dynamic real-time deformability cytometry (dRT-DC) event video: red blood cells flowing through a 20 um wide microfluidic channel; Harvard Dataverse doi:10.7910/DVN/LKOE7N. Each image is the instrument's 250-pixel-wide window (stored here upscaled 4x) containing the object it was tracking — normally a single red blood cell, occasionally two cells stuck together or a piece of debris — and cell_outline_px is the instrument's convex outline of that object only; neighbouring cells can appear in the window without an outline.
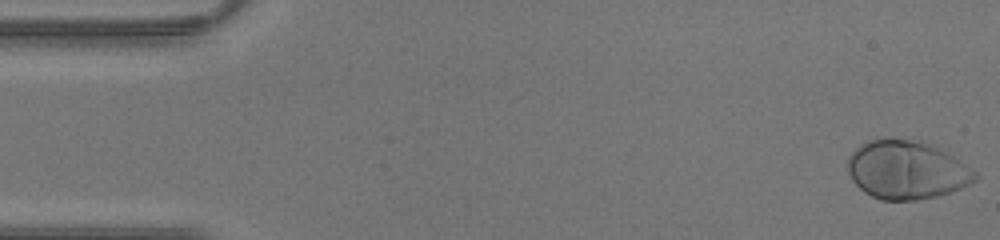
{"species": "human", "species_latin": "Homo sapiens", "temperature_condition": "warm", "stored_images_in_passage": 43, "camera_frame_rate_fps": 3000, "um_per_image_px": 0.085, "donor": {"sex": "male"}, "frame": {"image": 1, "passage_image": 1, "time_ms": 0.0, "image_size_px": [1000, 240], "cell_outline_px": [[980, 176], [976, 180], [952, 192], [936, 196], [916, 200], [880, 200], [864, 192], [852, 180], [848, 172], [848, 156], [860, 144], [868, 140], [920, 140], [952, 156], [976, 172]], "centroid_in_image_um": [77.04, 14.47], "position_along_channel_um": 8.0, "area_um2": 42.83}}
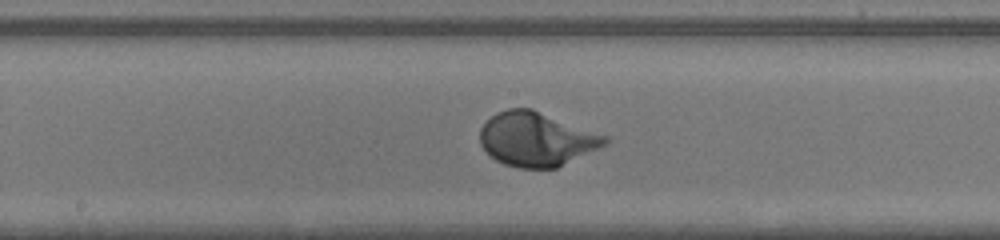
{"frame": {"image": 2, "passage_image": 22, "time_ms": 7.0, "image_size_px": [1000, 240], "cell_outline_px": [[608, 144], [556, 168], [520, 168], [504, 164], [496, 160], [480, 144], [480, 128], [496, 112], [508, 108], [532, 108], [608, 136]], "centroid_in_image_um": [45.61, 11.82], "position_along_channel_um": 202.6, "area_um2": 39.3}}
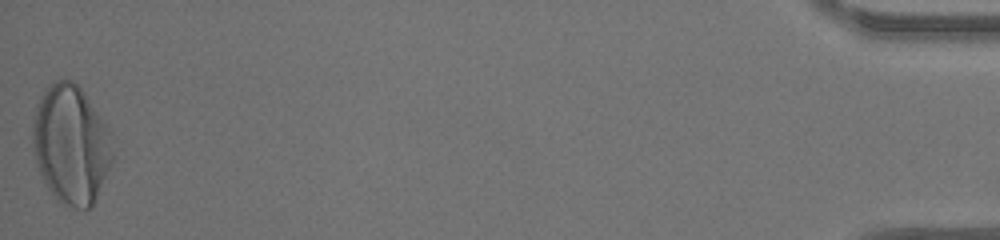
{"frame": {"image": 3, "passage_image": 43, "time_ms": 14.0, "image_size_px": [1000, 240], "cell_outline_px": [[112, 160], [92, 208], [76, 208], [60, 204], [56, 200], [48, 188], [36, 164], [32, 140], [32, 124], [36, 104], [40, 96], [56, 80], [72, 80], [80, 88], [104, 120], [112, 136]], "centroid_in_image_um": [6.02, 12.3], "position_along_channel_um": 429.2, "area_um2": 55.26}}